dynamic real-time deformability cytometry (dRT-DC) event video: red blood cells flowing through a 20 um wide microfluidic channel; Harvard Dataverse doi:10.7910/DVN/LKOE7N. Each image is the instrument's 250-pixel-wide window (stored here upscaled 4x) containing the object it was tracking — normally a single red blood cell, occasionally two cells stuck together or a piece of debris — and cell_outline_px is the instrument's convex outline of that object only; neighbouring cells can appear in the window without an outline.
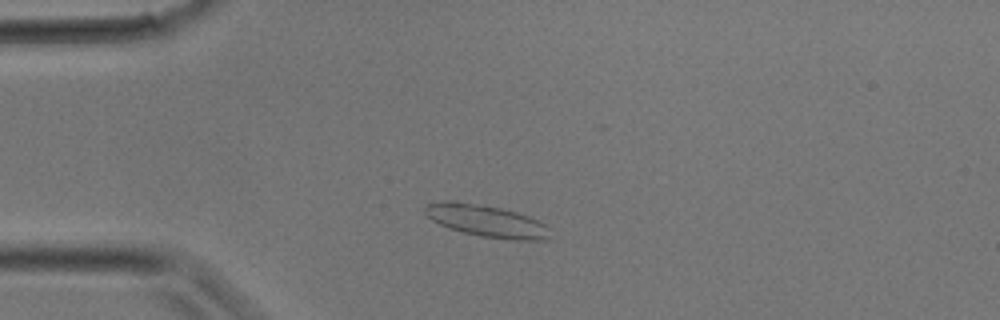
{"species": "common noctule bat (a hibernating species)", "species_latin": "Nyctalus noctula", "temperature_condition": "room temperature", "stored_images_in_passage": 29, "camera_frame_rate_fps": 3000, "um_per_image_px": 0.085, "animal": {"sex": "male", "body_mass_g": 17.9}, "frame": {"image": 1, "passage_image": 5, "time_ms": 1.333, "image_size_px": [1000, 320], "cell_outline_px": [[548, 240], [516, 240], [480, 236], [448, 228], [432, 220], [424, 212], [424, 208], [428, 204], [448, 200], [456, 200], [484, 204], [516, 212], [528, 216], [544, 224], [548, 228]], "centroid_in_image_um": [41.32, 18.76], "position_along_channel_um": 43.7, "area_um2": 23.24}}
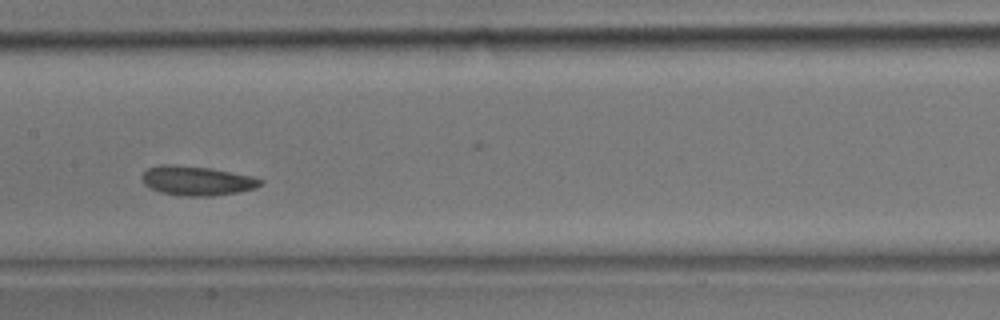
{"frame": {"image": 2, "passage_image": 13, "time_ms": 4.0, "image_size_px": [1000, 320], "cell_outline_px": [[264, 180], [256, 188], [236, 192], [212, 196], [184, 196], [160, 192], [144, 184], [144, 172], [148, 168], [160, 164], [172, 164], [212, 168], [252, 176]], "centroid_in_image_um": [16.75, 15.35], "position_along_channel_um": 190.6, "area_um2": 20.11}}
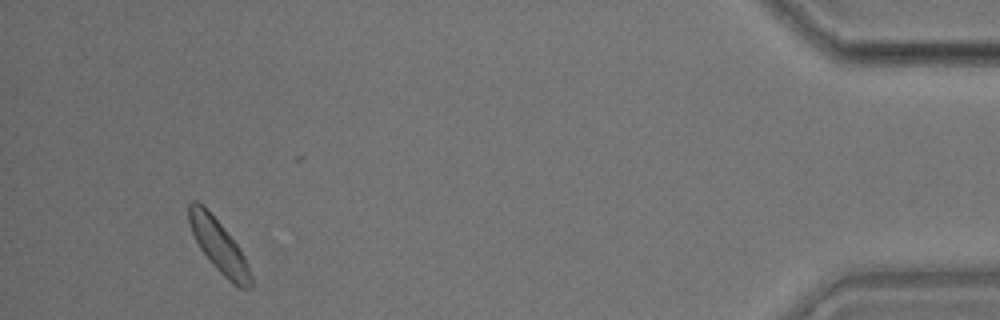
{"frame": {"image": 3, "passage_image": 27, "time_ms": 8.667, "image_size_px": [1000, 320], "cell_outline_px": [[252, 284], [248, 288], [240, 288], [228, 280], [212, 264], [200, 248], [192, 232], [188, 220], [188, 204], [192, 200], [196, 200], [224, 228], [240, 248], [248, 264], [252, 276]], "centroid_in_image_um": [18.61, 20.93], "position_along_channel_um": 416.6, "area_um2": 18.55}}